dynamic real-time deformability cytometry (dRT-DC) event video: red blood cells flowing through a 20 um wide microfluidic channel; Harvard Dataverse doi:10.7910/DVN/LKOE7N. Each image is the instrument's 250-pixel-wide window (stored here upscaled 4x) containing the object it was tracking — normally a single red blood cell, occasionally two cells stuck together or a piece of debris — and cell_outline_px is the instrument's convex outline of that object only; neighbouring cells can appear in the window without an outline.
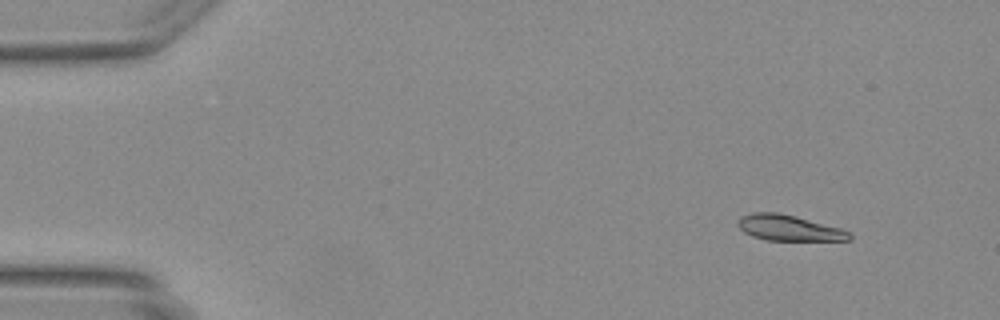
{"species": "Egyptian fruit bat (a non-hibernating species)", "species_latin": "Rousettus aegyptiacus", "temperature_condition": "warm", "stored_images_in_passage": 44, "camera_frame_rate_fps": 3000, "um_per_image_px": 0.085, "animal": {"sex": "female"}, "frame": {"image": 1, "passage_image": 1, "time_ms": 0.0, "image_size_px": [1000, 320], "cell_outline_px": [[852, 240], [768, 240], [752, 236], [744, 232], [736, 224], [740, 216], [752, 212], [776, 212], [796, 216], [840, 228], [852, 232]], "centroid_in_image_um": [67.05, 19.36], "position_along_channel_um": 17.9, "area_um2": 16.76}}
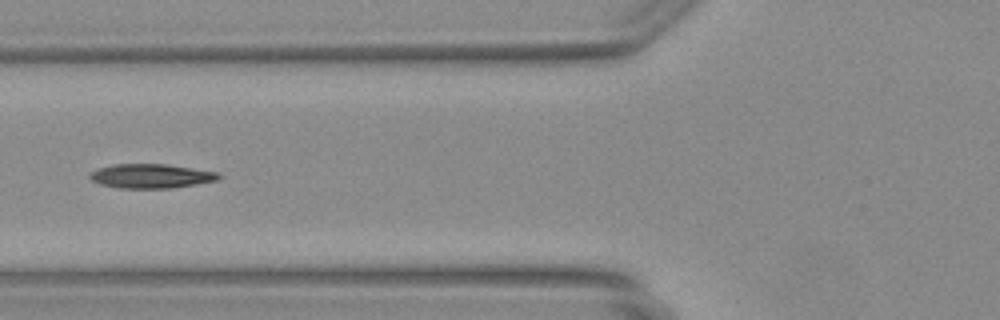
{"frame": {"image": 2, "passage_image": 15, "time_ms": 4.667, "image_size_px": [1000, 320], "cell_outline_px": [[224, 176], [216, 180], [196, 184], [172, 188], [116, 188], [100, 184], [92, 180], [88, 176], [92, 172], [100, 168], [116, 164], [164, 164], [220, 172]], "centroid_in_image_um": [12.88, 14.97], "position_along_channel_um": 112.9, "area_um2": 18.15}}
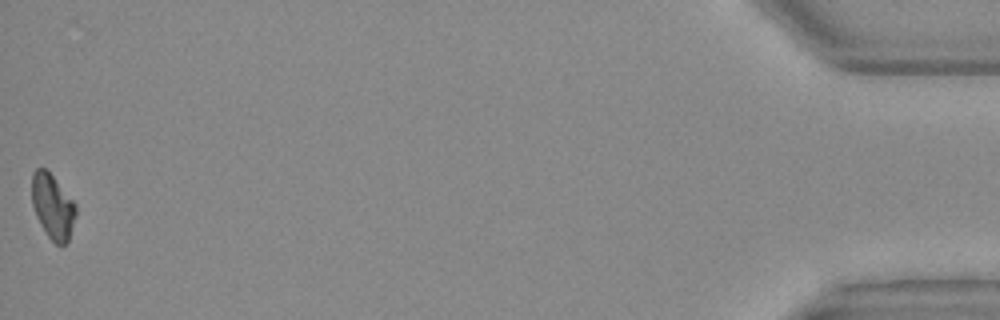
{"frame": {"image": 3, "passage_image": 44, "time_ms": 14.333, "image_size_px": [1000, 320], "cell_outline_px": [[76, 216], [68, 240], [60, 248], [48, 236], [40, 224], [36, 216], [32, 204], [32, 172], [36, 168], [44, 168], [52, 176], [76, 204]], "centroid_in_image_um": [4.47, 17.57], "position_along_channel_um": 430.7, "area_um2": 16.47}}